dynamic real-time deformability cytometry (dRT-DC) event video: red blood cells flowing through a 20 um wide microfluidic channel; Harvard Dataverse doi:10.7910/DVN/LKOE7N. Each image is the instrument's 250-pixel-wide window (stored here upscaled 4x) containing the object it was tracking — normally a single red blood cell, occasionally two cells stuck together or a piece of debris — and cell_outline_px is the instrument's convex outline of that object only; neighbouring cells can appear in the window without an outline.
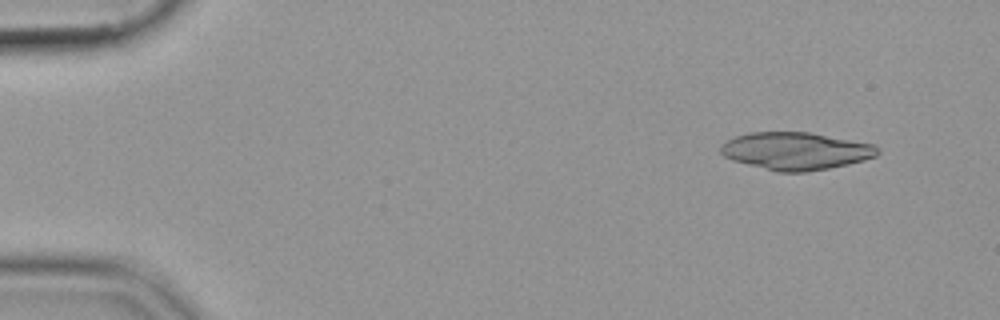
{"species": "common noctule bat (a hibernating species)", "species_latin": "Nyctalus noctula", "temperature_condition": "cold", "stored_images_in_passage": 49, "segment_of_instrument_passage": [1, 2], "camera_frame_rate_fps": 3000, "um_per_image_px": 0.085, "animal": {"sex": "female", "body_mass_g": 19.9}, "frame": {"image": 1, "passage_image": 1, "time_ms": 0.0, "image_size_px": [1000, 320], "cell_outline_px": [[880, 152], [876, 156], [864, 160], [848, 164], [828, 168], [804, 172], [776, 172], [732, 160], [724, 156], [720, 152], [720, 144], [736, 136], [748, 132], [808, 132], [876, 144], [880, 148]], "centroid_in_image_um": [67.65, 12.83], "position_along_channel_um": 17.4, "area_um2": 34.45}}